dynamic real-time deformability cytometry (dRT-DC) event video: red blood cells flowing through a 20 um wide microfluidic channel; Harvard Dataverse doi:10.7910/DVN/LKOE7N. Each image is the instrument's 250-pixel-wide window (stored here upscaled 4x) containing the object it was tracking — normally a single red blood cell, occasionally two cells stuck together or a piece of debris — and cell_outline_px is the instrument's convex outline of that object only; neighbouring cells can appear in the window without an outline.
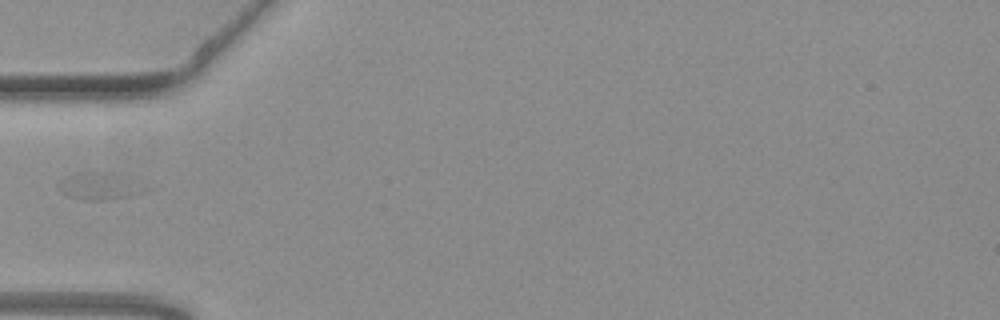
{"species": "common noctule bat (a hibernating species)", "species_latin": "Nyctalus noctula", "temperature_condition": "warm", "stored_images_in_passage": 25, "camera_frame_rate_fps": 3000, "um_per_image_px": 0.085, "animal": {"sex": "female", "body_mass_g": 19.3, "forearm_length_mm": 54.1}, "frame": {"image": 1, "passage_image": 1, "time_ms": 0.0, "image_size_px": [1000, 320], "cell_outline_px": [[148, 192], [128, 196], [100, 200], [88, 200], [68, 196], [60, 192], [60, 180], [72, 172], [120, 172], [128, 176], [144, 188]], "centroid_in_image_um": [8.45, 15.78], "position_along_channel_um": 76.6, "area_um2": 13.76}}
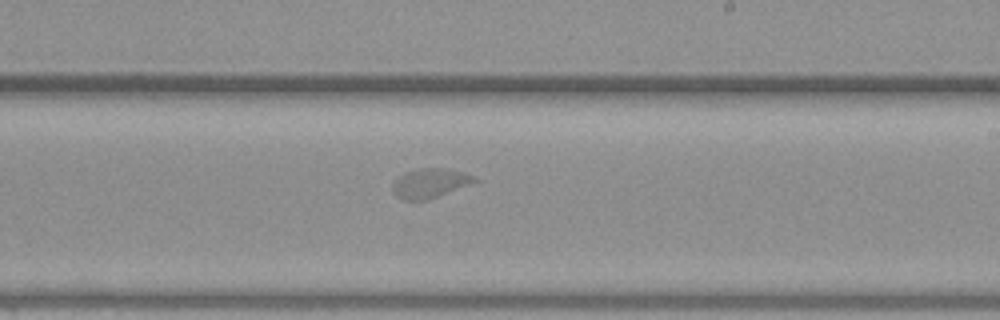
{"frame": {"image": 2, "passage_image": 15, "time_ms": 4.667, "image_size_px": [1000, 320], "cell_outline_px": [[480, 180], [428, 200], [404, 200], [396, 196], [392, 192], [392, 184], [404, 172], [420, 168], [444, 168], [464, 172]], "centroid_in_image_um": [36.52, 15.57], "position_along_channel_um": 252.5, "area_um2": 13.99}}
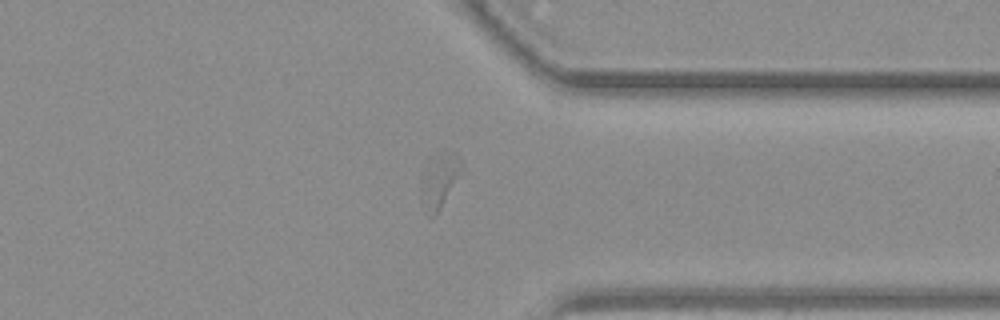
{"frame": {"image": 3, "passage_image": 25, "time_ms": 8.0, "image_size_px": [1000, 320], "cell_outline_px": [[464, 168], [436, 216], [428, 216], [420, 204], [420, 180], [456, 152], [460, 156]], "centroid_in_image_um": [37.38, 15.67], "position_along_channel_um": 374.0, "area_um2": 11.16}}